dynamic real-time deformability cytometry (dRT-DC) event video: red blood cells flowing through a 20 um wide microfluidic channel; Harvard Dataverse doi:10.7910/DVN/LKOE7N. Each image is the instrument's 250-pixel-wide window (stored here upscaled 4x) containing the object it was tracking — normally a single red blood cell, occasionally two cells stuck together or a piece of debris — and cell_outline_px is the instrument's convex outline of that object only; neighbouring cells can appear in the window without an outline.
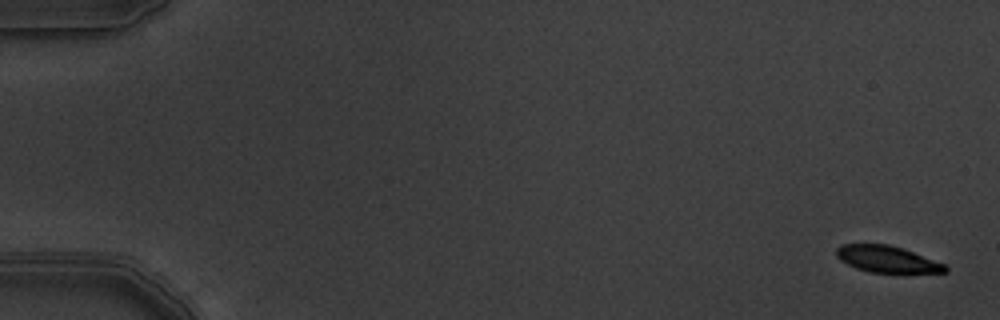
{"species": "common noctule bat (a hibernating species)", "species_latin": "Nyctalus noctula", "temperature_condition": "warm", "stored_images_in_passage": 5, "camera_frame_rate_fps": 3000, "um_per_image_px": 0.085, "animal": {"sex": "male", "body_mass_g": 19.5, "forearm_length_mm": 54.6}, "frame": {"image": 1, "passage_image": 1, "time_ms": 0.0, "image_size_px": [1000, 320], "cell_outline_px": [[948, 272], [872, 272], [856, 268], [840, 260], [836, 256], [836, 248], [840, 244], [888, 244], [912, 252], [944, 264], [948, 268]], "centroid_in_image_um": [75.34, 22.02], "position_along_channel_um": 9.7, "area_um2": 16.47}}
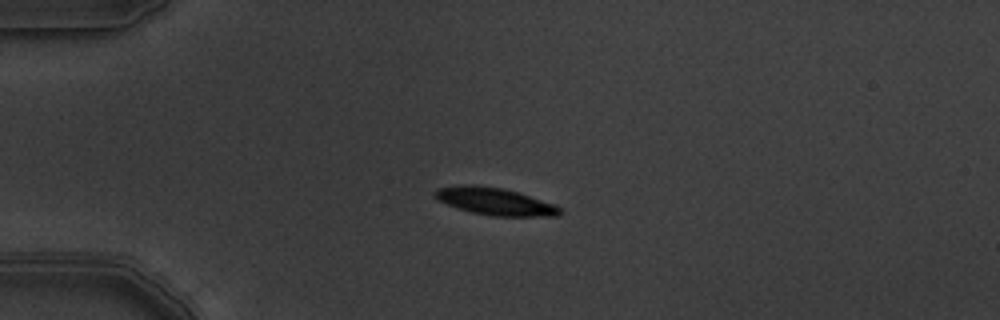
{"frame": {"image": 2, "passage_image": 5, "time_ms": 1.333, "image_size_px": [1000, 320], "cell_outline_px": [[564, 212], [556, 216], [492, 216], [472, 212], [456, 208], [436, 200], [432, 196], [432, 192], [436, 188], [460, 184], [476, 184], [504, 188], [556, 204]], "centroid_in_image_um": [42.01, 17.1], "position_along_channel_um": 43.0, "area_um2": 20.35}}